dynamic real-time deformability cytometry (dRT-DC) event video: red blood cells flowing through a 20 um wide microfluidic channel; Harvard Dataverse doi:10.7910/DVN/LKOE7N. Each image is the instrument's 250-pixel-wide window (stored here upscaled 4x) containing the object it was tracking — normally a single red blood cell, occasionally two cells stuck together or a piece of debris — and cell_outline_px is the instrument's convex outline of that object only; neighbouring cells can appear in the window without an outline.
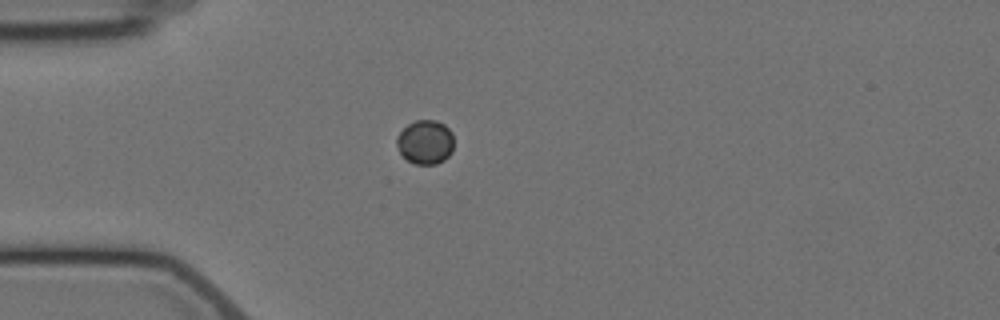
{"species": "Egyptian fruit bat (a non-hibernating species)", "species_latin": "Rousettus aegyptiacus", "temperature_condition": "cold", "stored_images_in_passage": 7, "camera_frame_rate_fps": 3000, "um_per_image_px": 0.085, "animal": {"sex": "female"}, "frame": {"image": 1, "passage_image": 1, "time_ms": 0.0, "image_size_px": [1000, 320], "cell_outline_px": [[452, 152], [444, 160], [436, 164], [416, 164], [408, 160], [400, 152], [396, 144], [396, 136], [408, 124], [416, 120], [436, 120], [444, 124], [452, 132]], "centroid_in_image_um": [36.14, 12.07], "position_along_channel_um": 48.9, "area_um2": 14.62}}
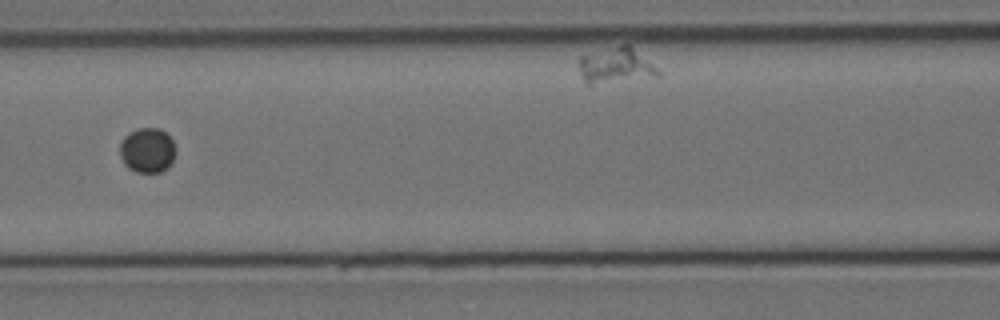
{"frame": {"image": 2, "passage_image": 4, "time_ms": 3.333, "image_size_px": [1000, 320], "cell_outline_px": [[176, 152], [172, 164], [168, 168], [160, 172], [136, 172], [128, 168], [124, 164], [120, 156], [120, 144], [124, 136], [136, 128], [160, 128], [172, 140], [176, 148]], "centroid_in_image_um": [12.53, 12.78], "position_along_channel_um": 154.1, "area_um2": 14.8}}
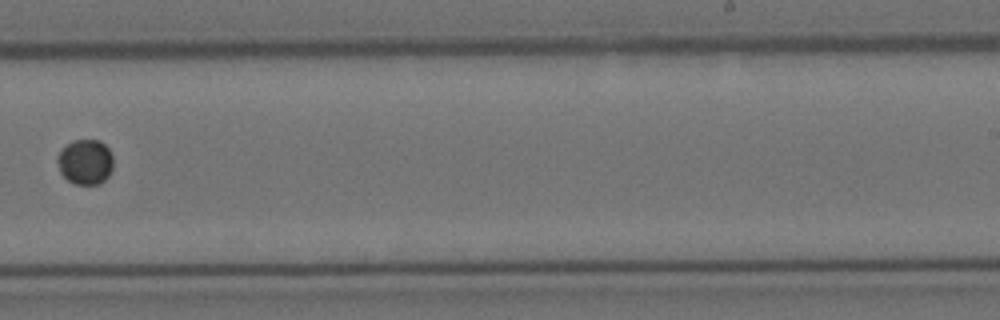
{"frame": {"image": 3, "passage_image": 7, "time_ms": 7.0, "image_size_px": [1000, 320], "cell_outline_px": [[112, 168], [108, 176], [100, 184], [76, 184], [68, 180], [60, 172], [56, 160], [56, 156], [72, 140], [100, 140], [108, 148], [112, 156]], "centroid_in_image_um": [7.24, 13.76], "position_along_channel_um": 281.8, "area_um2": 14.62}}